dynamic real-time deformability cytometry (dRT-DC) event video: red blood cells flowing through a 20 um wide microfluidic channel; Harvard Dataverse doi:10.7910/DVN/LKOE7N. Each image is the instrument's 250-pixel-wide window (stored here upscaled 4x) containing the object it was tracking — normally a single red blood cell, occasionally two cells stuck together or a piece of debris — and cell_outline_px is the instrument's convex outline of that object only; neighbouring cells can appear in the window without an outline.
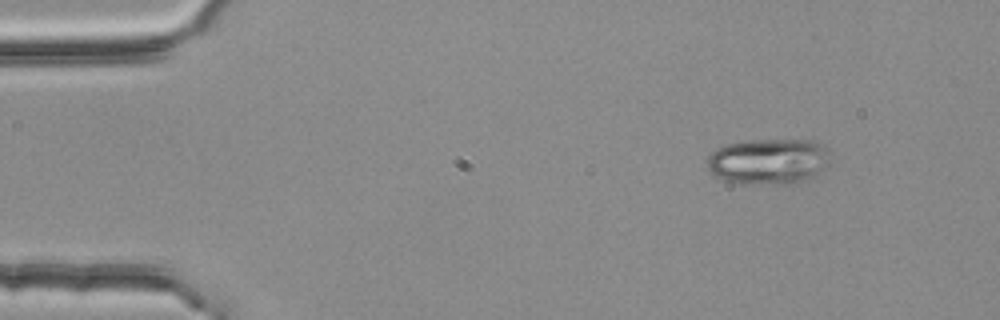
{"species": "common noctule bat (a hibernating species)", "species_latin": "Nyctalus noctula", "temperature_condition": "room temperature", "stored_images_in_passage": 4, "camera_frame_rate_fps": 3000, "um_per_image_px": 0.085, "animal": {"sex": "female", "body_mass_g": 25.1}, "frame": {"image": 1, "passage_image": 1, "time_ms": 0.0, "image_size_px": [1000, 320], "cell_outline_px": [[828, 164], [824, 168], [808, 180], [800, 184], [748, 184], [724, 180], [716, 176], [708, 168], [708, 156], [716, 148], [724, 144], [748, 140], [812, 140], [824, 144], [828, 152]], "centroid_in_image_um": [65.34, 13.72], "position_along_channel_um": 19.7, "area_um2": 33.18}}